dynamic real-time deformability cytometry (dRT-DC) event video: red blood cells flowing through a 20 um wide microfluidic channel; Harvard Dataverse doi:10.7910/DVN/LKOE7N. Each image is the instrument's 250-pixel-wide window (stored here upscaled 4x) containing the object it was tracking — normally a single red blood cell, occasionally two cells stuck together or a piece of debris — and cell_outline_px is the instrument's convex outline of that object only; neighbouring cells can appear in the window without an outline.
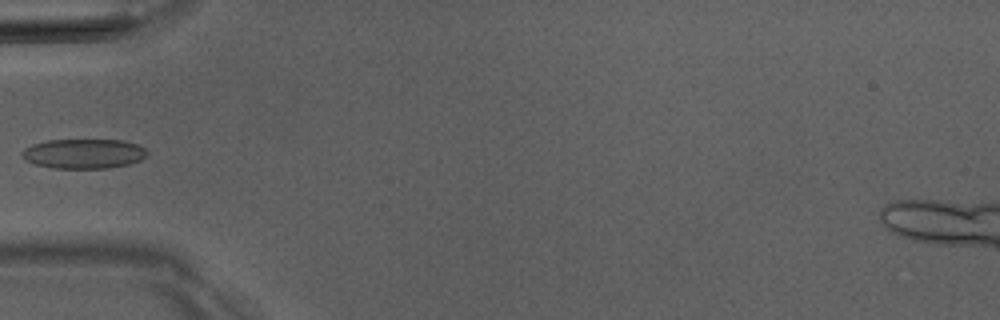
{"species": "Egyptian fruit bat (a non-hibernating species)", "species_latin": "Rousettus aegyptiacus", "temperature_condition": "room temperature", "stored_images_in_passage": 7, "camera_frame_rate_fps": 3000, "um_per_image_px": 0.085, "animal": {"sex": "male"}, "frame": {"image": 1, "passage_image": 5, "time_ms": 5.667, "image_size_px": [1000, 320], "cell_outline_px": [[148, 156], [140, 160], [128, 164], [108, 168], [52, 168], [36, 164], [24, 160], [20, 152], [24, 148], [32, 144], [48, 140], [124, 140], [136, 144], [144, 148], [148, 152]], "centroid_in_image_um": [7.1, 13.06], "position_along_channel_um": 77.9, "area_um2": 21.73}}
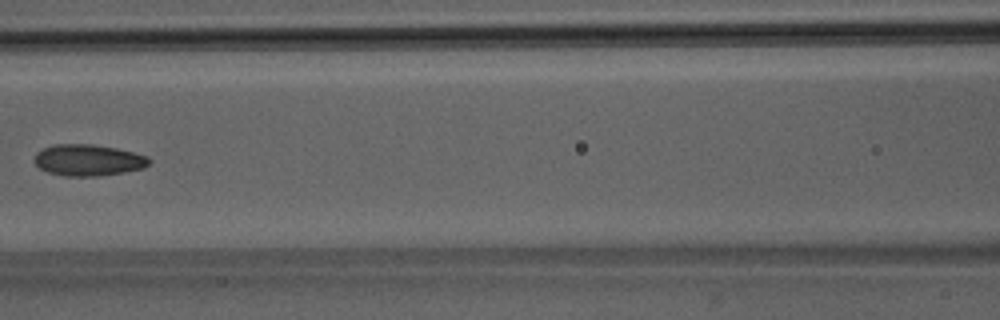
{"frame": {"image": 2, "passage_image": 7, "time_ms": 7.667, "image_size_px": [1000, 320], "cell_outline_px": [[152, 160], [144, 168], [124, 172], [100, 176], [64, 176], [48, 172], [40, 168], [36, 164], [36, 152], [44, 148], [56, 144], [92, 144], [116, 148], [148, 156]], "centroid_in_image_um": [7.53, 13.61], "position_along_channel_um": 159.1, "area_um2": 20.92}}